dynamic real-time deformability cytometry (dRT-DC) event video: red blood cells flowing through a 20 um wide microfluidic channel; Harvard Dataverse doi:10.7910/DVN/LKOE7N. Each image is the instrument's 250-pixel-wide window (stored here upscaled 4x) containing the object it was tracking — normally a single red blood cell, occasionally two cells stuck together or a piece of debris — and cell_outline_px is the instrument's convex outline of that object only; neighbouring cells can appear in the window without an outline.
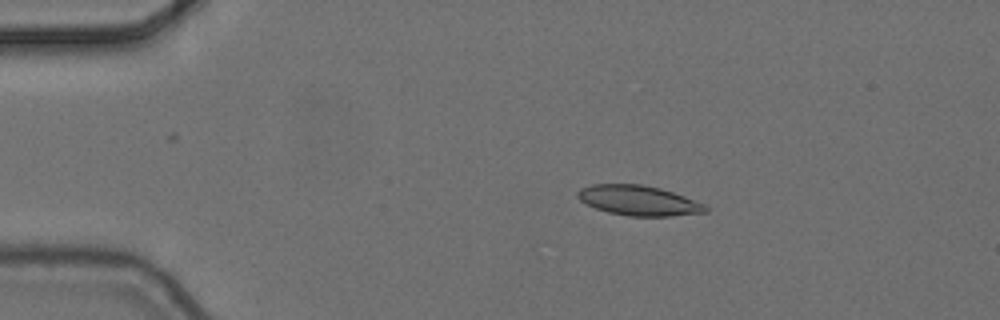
{"species": "common noctule bat (a hibernating species)", "species_latin": "Nyctalus noctula", "temperature_condition": "cold", "stored_images_in_passage": 3, "camera_frame_rate_fps": 3000, "um_per_image_px": 0.085, "animal": {"sex": "female", "body_mass_g": 24.6, "forearm_length_mm": 56.2}, "frame": {"image": 1, "passage_image": 2, "time_ms": 0.333, "image_size_px": [1000, 320], "cell_outline_px": [[708, 212], [672, 216], [628, 216], [608, 212], [596, 208], [580, 200], [576, 196], [576, 192], [580, 188], [592, 184], [640, 184], [660, 188], [684, 196], [704, 204], [708, 208]], "centroid_in_image_um": [54.27, 17.04], "position_along_channel_um": 30.7, "area_um2": 22.31}}